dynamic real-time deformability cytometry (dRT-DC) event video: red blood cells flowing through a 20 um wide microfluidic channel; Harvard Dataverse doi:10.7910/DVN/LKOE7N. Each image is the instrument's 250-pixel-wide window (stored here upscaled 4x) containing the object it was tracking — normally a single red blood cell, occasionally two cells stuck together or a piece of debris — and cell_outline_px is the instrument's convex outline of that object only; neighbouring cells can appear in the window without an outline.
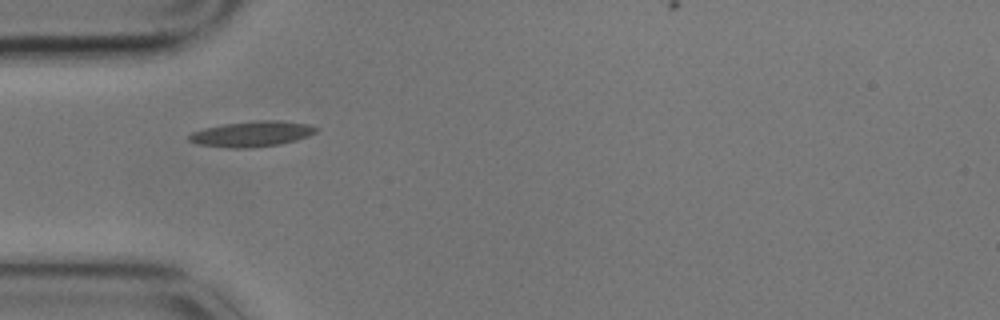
{"species": "common noctule bat (a hibernating species)", "species_latin": "Nyctalus noctula", "temperature_condition": "cold", "stored_images_in_passage": 2, "camera_frame_rate_fps": 3000, "um_per_image_px": 0.085, "animal": {"sex": "male", "body_mass_g": 17.9}, "frame": {"image": 1, "passage_image": 1, "time_ms": 0.0, "image_size_px": [1000, 320], "cell_outline_px": [[320, 128], [316, 132], [308, 136], [296, 140], [280, 144], [252, 148], [232, 148], [196, 144], [188, 140], [188, 136], [192, 132], [204, 128], [224, 124], [256, 120], [276, 120], [308, 124]], "centroid_in_image_um": [21.41, 11.38], "position_along_channel_um": 63.6, "area_um2": 18.96}}